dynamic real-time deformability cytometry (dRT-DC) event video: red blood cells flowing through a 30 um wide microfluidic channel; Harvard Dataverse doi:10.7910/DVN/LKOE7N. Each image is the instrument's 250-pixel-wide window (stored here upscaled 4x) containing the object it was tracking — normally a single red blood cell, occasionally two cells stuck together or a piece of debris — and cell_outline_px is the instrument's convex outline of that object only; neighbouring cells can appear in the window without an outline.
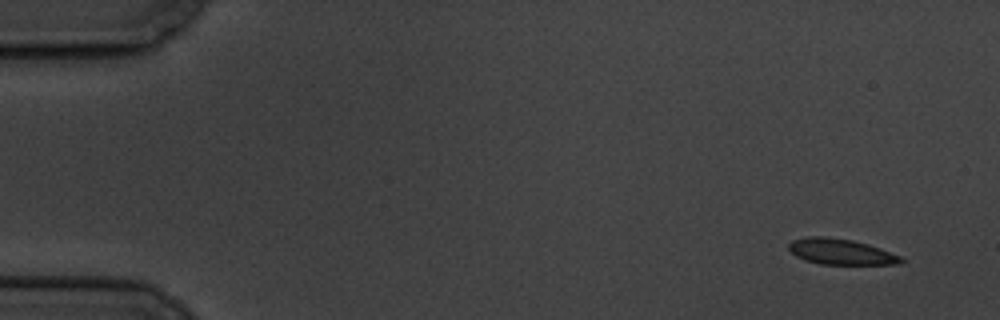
{"species": "common noctule bat (a hibernating species)", "species_latin": "Nyctalus noctula", "temperature_condition": "cold", "stored_images_in_passage": 11, "camera_frame_rate_fps": 3000, "um_per_image_px": 0.085, "animal": {"sex": "male", "body_mass_g": 19.5, "forearm_length_mm": 54.6}, "frame": {"image": 1, "passage_image": 1, "time_ms": 0.0, "image_size_px": [1000, 320], "cell_outline_px": [[904, 260], [900, 264], [820, 264], [804, 260], [796, 256], [788, 248], [788, 244], [792, 240], [808, 236], [824, 236], [852, 240], [868, 244], [880, 248], [900, 256]], "centroid_in_image_um": [71.44, 21.39], "position_along_channel_um": 13.6, "area_um2": 16.82}}
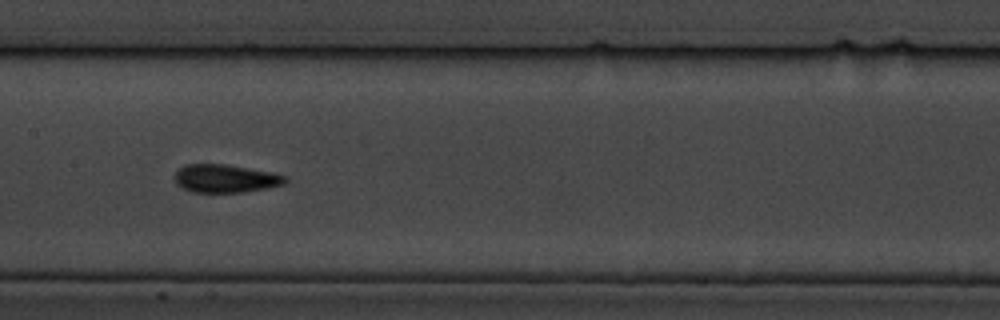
{"frame": {"image": 2, "passage_image": 8, "time_ms": 8.667, "image_size_px": [1000, 320], "cell_outline_px": [[288, 180], [284, 184], [268, 188], [244, 192], [192, 192], [176, 184], [176, 172], [184, 164], [224, 164], [272, 172], [288, 176]], "centroid_in_image_um": [19.2, 15.17], "position_along_channel_um": 188.2, "area_um2": 18.09}}
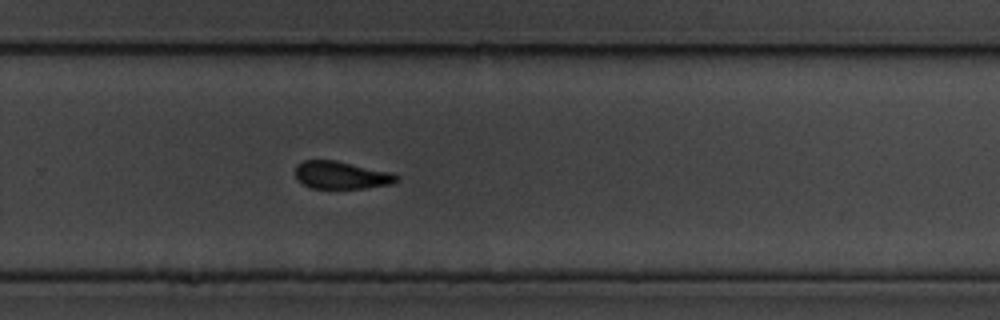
{"frame": {"image": 3, "passage_image": 11, "time_ms": 12.0, "image_size_px": [1000, 320], "cell_outline_px": [[400, 180], [392, 184], [364, 188], [312, 188], [304, 184], [296, 176], [296, 164], [304, 160], [336, 160], [392, 172], [400, 176]], "centroid_in_image_um": [29.07, 14.88], "position_along_channel_um": 300.7, "area_um2": 16.36}}